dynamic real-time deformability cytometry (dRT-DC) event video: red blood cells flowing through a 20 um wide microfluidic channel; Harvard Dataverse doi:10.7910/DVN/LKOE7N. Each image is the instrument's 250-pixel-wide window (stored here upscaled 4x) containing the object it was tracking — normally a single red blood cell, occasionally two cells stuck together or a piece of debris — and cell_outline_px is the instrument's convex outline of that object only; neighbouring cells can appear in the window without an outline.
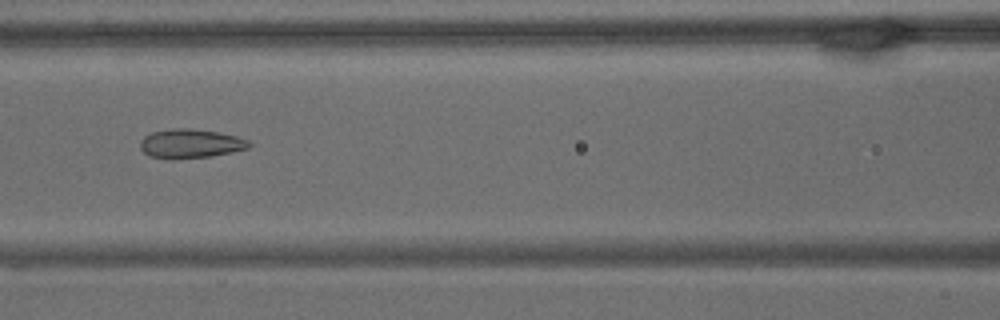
{"species": "common noctule bat (a hibernating species)", "species_latin": "Nyctalus noctula", "temperature_condition": "warm", "stored_images_in_passage": 20, "camera_frame_rate_fps": 3000, "um_per_image_px": 0.085, "animal": {"sex": "male", "body_mass_g": 15.6}, "frame": {"image": 1, "passage_image": 8, "time_ms": 2.333, "image_size_px": [1000, 320], "cell_outline_px": [[252, 144], [248, 148], [232, 152], [212, 156], [172, 160], [168, 160], [148, 156], [140, 148], [140, 140], [144, 136], [152, 132], [172, 128], [188, 128], [220, 132], [236, 136], [248, 140]], "centroid_in_image_um": [16.16, 12.22], "position_along_channel_um": 150.4, "area_um2": 18.79}}
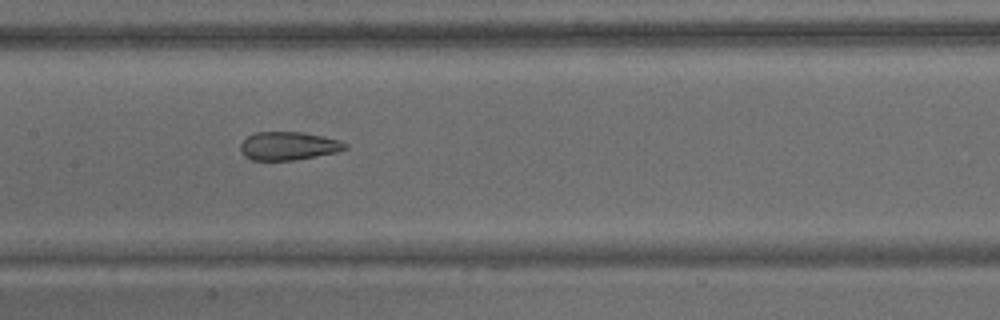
{"frame": {"image": 2, "passage_image": 11, "time_ms": 3.333, "image_size_px": [1000, 320], "cell_outline_px": [[348, 148], [336, 152], [292, 160], [252, 160], [244, 156], [240, 152], [240, 144], [248, 136], [256, 132], [304, 132], [324, 136], [340, 140], [348, 144]], "centroid_in_image_um": [24.52, 12.39], "position_along_channel_um": 182.9, "area_um2": 17.28}}
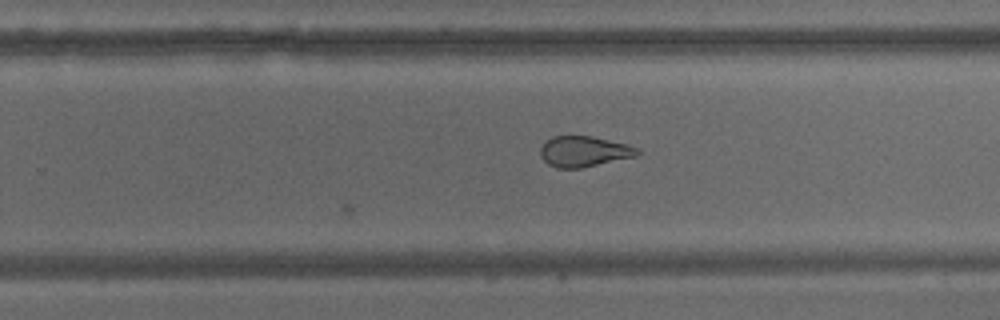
{"frame": {"image": 3, "passage_image": 20, "time_ms": 6.333, "image_size_px": [1000, 320], "cell_outline_px": [[640, 152], [636, 156], [580, 168], [556, 168], [548, 164], [540, 156], [540, 148], [552, 136], [592, 136], [628, 144], [640, 148]], "centroid_in_image_um": [49.65, 12.87], "position_along_channel_um": 280.1, "area_um2": 17.28}}